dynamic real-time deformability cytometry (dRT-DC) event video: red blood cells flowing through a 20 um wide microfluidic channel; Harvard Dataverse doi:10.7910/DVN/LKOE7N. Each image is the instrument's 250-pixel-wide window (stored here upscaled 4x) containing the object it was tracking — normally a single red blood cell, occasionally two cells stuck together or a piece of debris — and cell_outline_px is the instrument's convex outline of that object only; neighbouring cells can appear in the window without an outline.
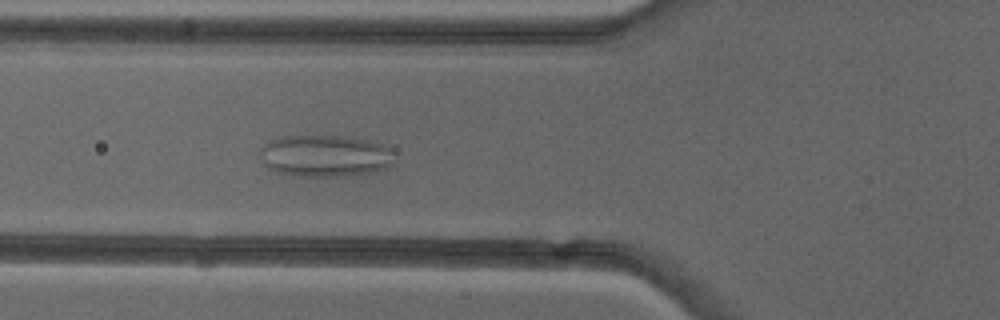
{"species": "common noctule bat (a hibernating species)", "species_latin": "Nyctalus noctula", "temperature_condition": "cold", "stored_images_in_passage": 50, "camera_frame_rate_fps": 3000, "um_per_image_px": 0.085, "animal": {"sex": "female"}, "frame": {"image": 1, "passage_image": 18, "time_ms": 5.667, "image_size_px": [1000, 320], "cell_outline_px": [[392, 164], [388, 168], [368, 172], [336, 176], [300, 176], [276, 172], [268, 168], [264, 164], [260, 152], [260, 148], [264, 144], [280, 136], [340, 136], [368, 140], [384, 144], [388, 148]], "centroid_in_image_um": [27.57, 13.24], "position_along_channel_um": 98.2, "area_um2": 32.31}}
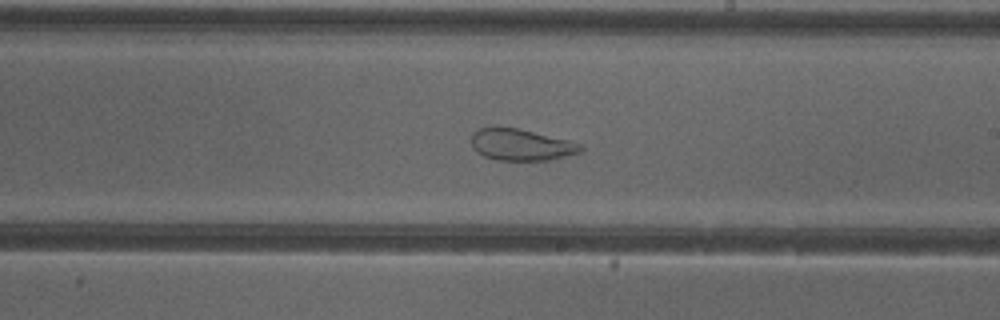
{"frame": {"image": 2, "passage_image": 29, "time_ms": 9.333, "image_size_px": [1000, 320], "cell_outline_px": [[584, 148], [580, 152], [548, 160], [496, 160], [484, 156], [476, 152], [472, 148], [472, 132], [480, 128], [496, 124], [516, 128], [568, 140], [580, 144]], "centroid_in_image_um": [44.21, 12.28], "position_along_channel_um": 244.8, "area_um2": 20.29}}
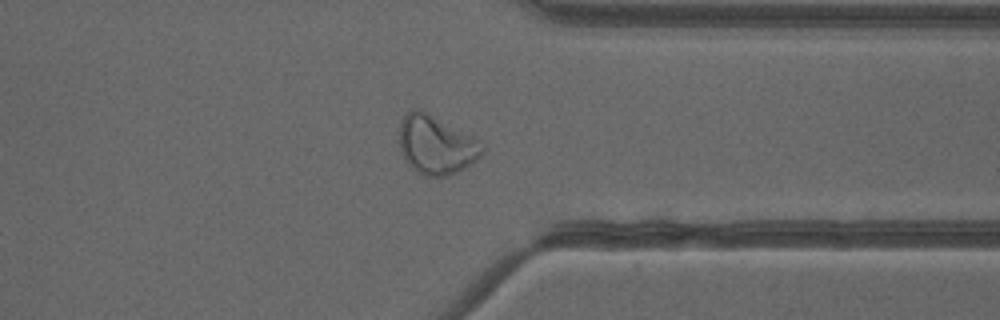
{"frame": {"image": 3, "passage_image": 39, "time_ms": 12.667, "image_size_px": [1000, 320], "cell_outline_px": [[484, 152], [476, 160], [464, 168], [448, 176], [424, 176], [416, 172], [408, 164], [400, 148], [400, 120], [412, 108], [420, 108], [428, 112], [472, 136], [484, 148]], "centroid_in_image_um": [37.04, 12.31], "position_along_channel_um": 374.4, "area_um2": 28.21}, "authors_computed_cell_mechanics": {"area_um2": 29.7381, "velocity_mm_per_s": 3.9832, "shape_relaxation_time_tau1_ms": null, "shape_relaxation_time_tau2_ms": 1.1256, "deformation_change_tau1": null, "deformation_change_tau2": 0.0646}}